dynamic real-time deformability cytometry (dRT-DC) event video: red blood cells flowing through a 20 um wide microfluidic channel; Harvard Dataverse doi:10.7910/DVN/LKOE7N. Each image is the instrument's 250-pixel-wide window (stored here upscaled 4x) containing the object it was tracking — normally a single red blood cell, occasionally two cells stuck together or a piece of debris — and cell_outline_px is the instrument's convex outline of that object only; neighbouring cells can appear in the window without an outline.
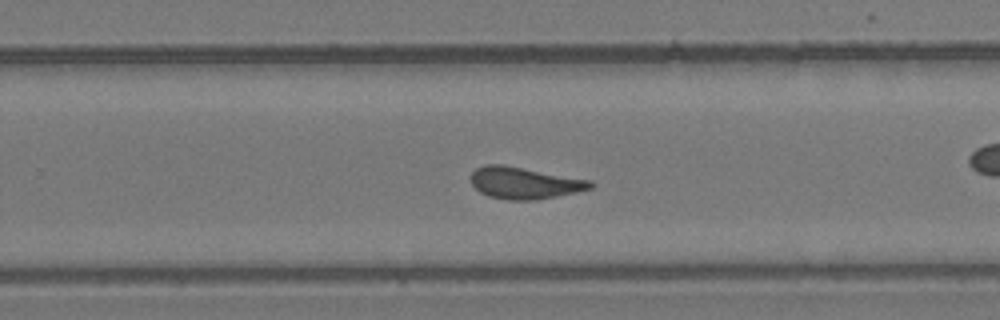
{"species": "common noctule bat (a hibernating species)", "species_latin": "Nyctalus noctula", "temperature_condition": "room temperature", "stored_images_in_passage": 35, "camera_frame_rate_fps": 3000, "um_per_image_px": 0.085, "animal": {"sex": "female", "body_mass_g": 24.6, "forearm_length_mm": 56.2}, "frame": {"image": 1, "passage_image": 16, "time_ms": 5.0, "image_size_px": [1000, 320], "cell_outline_px": [[596, 184], [592, 188], [576, 192], [536, 200], [508, 200], [488, 196], [480, 192], [472, 184], [472, 172], [476, 168], [484, 164], [504, 164], [592, 180]], "centroid_in_image_um": [44.6, 15.54], "position_along_channel_um": 285.2, "area_um2": 22.31}}